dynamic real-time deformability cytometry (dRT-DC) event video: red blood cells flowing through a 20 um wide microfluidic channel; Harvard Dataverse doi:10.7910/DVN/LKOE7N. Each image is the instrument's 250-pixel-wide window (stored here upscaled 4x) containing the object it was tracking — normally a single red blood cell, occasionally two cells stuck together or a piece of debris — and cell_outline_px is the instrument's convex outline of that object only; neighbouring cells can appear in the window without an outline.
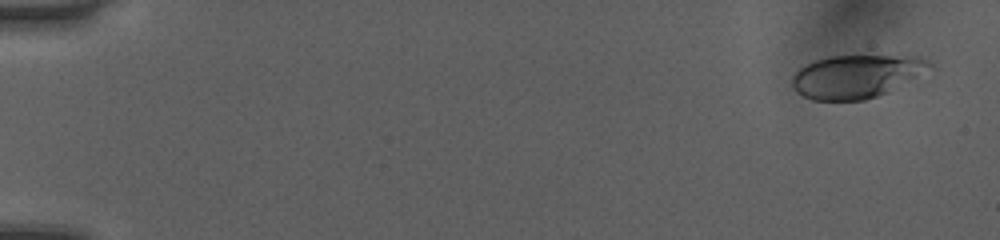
{"species": "human", "species_latin": "Homo sapiens", "temperature_condition": "room temperature", "stored_images_in_passage": 49, "camera_frame_rate_fps": 3000, "um_per_image_px": 0.085, "donor": {"sex": "female"}, "frame": {"image": 1, "passage_image": 1, "time_ms": 0.0, "image_size_px": [1000, 240], "cell_outline_px": [[932, 64], [888, 92], [864, 100], [812, 100], [796, 92], [792, 88], [792, 72], [804, 64], [828, 56], [916, 56], [928, 60]], "centroid_in_image_um": [72.64, 6.49], "position_along_channel_um": 12.4, "area_um2": 33.99}}
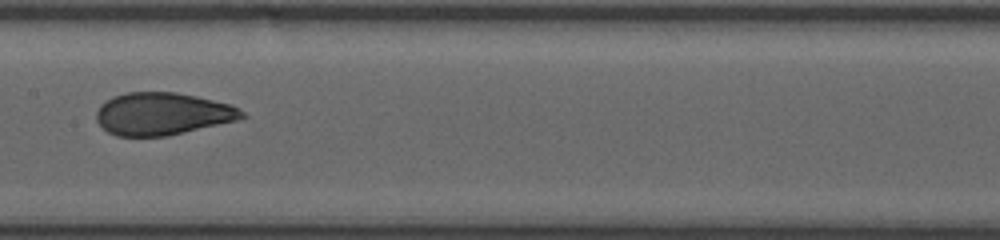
{"frame": {"image": 2, "passage_image": 26, "time_ms": 8.333, "image_size_px": [1000, 240], "cell_outline_px": [[248, 116], [236, 120], [168, 136], [116, 136], [108, 132], [96, 120], [96, 112], [100, 104], [112, 96], [128, 92], [176, 92], [196, 96], [232, 104], [244, 112]], "centroid_in_image_um": [13.8, 9.67], "position_along_channel_um": 193.6, "area_um2": 36.07}}
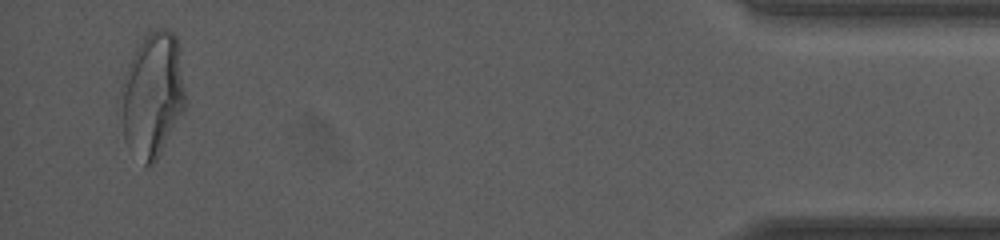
{"frame": {"image": 3, "passage_image": 48, "time_ms": 15.667, "image_size_px": [1000, 240], "cell_outline_px": [[184, 112], [156, 160], [148, 168], [144, 168], [124, 140], [120, 96], [120, 88], [128, 64], [136, 48], [148, 28], [168, 28], [176, 36], [184, 88]], "centroid_in_image_um": [12.93, 8.07], "position_along_channel_um": 422.3, "area_um2": 47.11}, "authors_computed_cell_mechanics": {"area_um2": 36.2984, "velocity_mm_per_s": 4.0685, "shape_relaxation_time_tau1_ms": 5.3004, "shape_relaxation_time_tau2_ms": 0.6757, "deformation_change_tau1": 0.189, "deformation_change_tau2": 0.07}}